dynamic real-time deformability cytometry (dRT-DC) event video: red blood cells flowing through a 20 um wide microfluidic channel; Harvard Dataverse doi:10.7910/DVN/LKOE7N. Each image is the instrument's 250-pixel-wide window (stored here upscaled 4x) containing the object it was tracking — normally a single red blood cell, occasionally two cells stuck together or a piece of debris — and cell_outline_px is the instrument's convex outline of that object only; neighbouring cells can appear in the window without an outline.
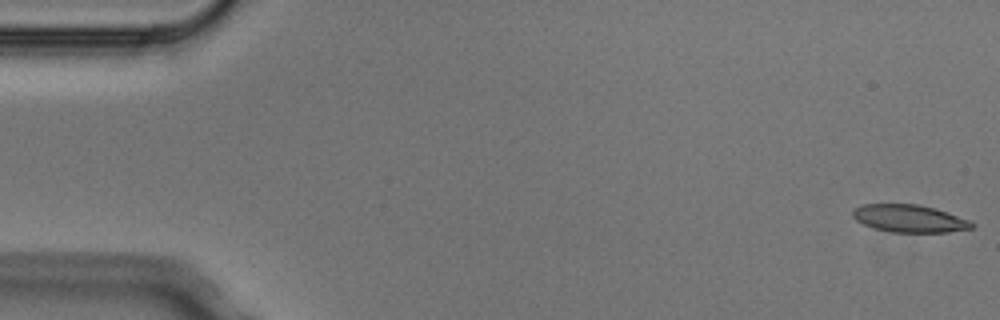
{"species": "Egyptian fruit bat (a non-hibernating species)", "species_latin": "Rousettus aegyptiacus", "temperature_condition": "cold", "stored_images_in_passage": 5, "camera_frame_rate_fps": 3000, "um_per_image_px": 0.085, "animal": {"sex": "male"}, "frame": {"image": 1, "passage_image": 1, "time_ms": 0.0, "image_size_px": [1000, 320], "cell_outline_px": [[976, 224], [972, 228], [948, 232], [892, 232], [876, 228], [864, 224], [856, 220], [852, 216], [852, 212], [856, 208], [864, 204], [916, 204], [936, 208], [948, 212], [968, 220]], "centroid_in_image_um": [77.32, 18.57], "position_along_channel_um": 7.7, "area_um2": 18.96}}
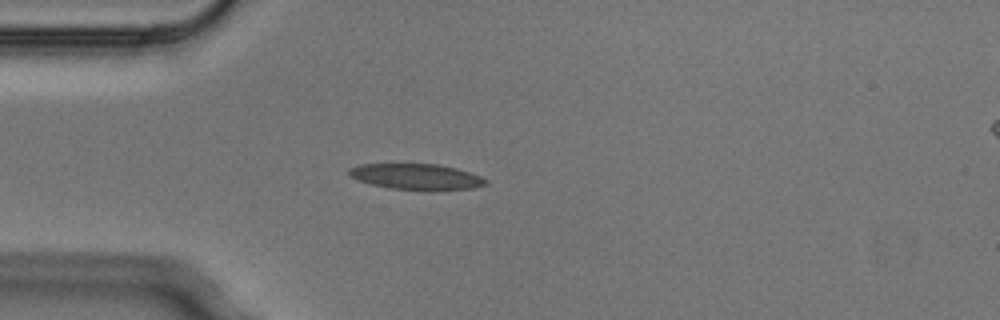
{"frame": {"image": 2, "passage_image": 5, "time_ms": 1.333, "image_size_px": [1000, 320], "cell_outline_px": [[488, 184], [472, 188], [432, 192], [388, 188], [372, 184], [348, 176], [348, 168], [360, 164], [440, 164], [456, 168], [480, 176], [488, 180]], "centroid_in_image_um": [35.41, 15.04], "position_along_channel_um": 49.6, "area_um2": 21.04}}